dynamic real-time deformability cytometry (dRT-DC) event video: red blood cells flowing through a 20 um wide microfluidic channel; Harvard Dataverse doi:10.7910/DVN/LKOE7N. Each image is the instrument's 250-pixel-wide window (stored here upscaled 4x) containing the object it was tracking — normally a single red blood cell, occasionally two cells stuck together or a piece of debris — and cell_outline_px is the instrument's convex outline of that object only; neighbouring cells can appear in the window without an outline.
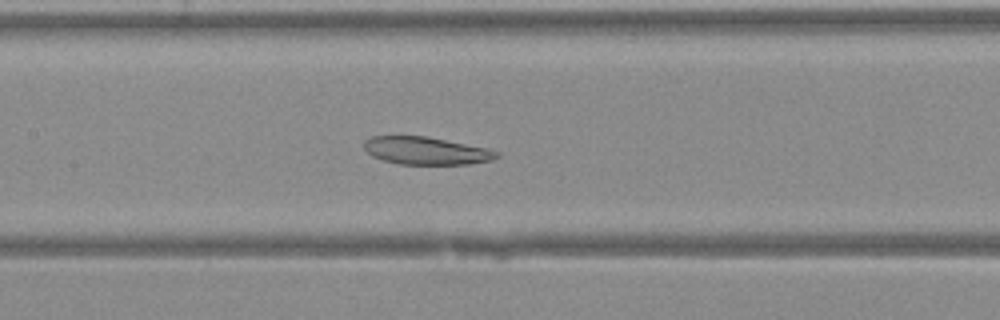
{"species": "Egyptian fruit bat (a non-hibernating species)", "species_latin": "Rousettus aegyptiacus", "temperature_condition": "warm", "stored_images_in_passage": 40, "camera_frame_rate_fps": 3000, "um_per_image_px": 0.085, "animal": {"sex": "female"}, "frame": {"image": 1, "passage_image": 19, "time_ms": 6.0, "image_size_px": [1000, 320], "cell_outline_px": [[500, 156], [492, 160], [468, 164], [400, 164], [384, 160], [372, 156], [364, 148], [364, 140], [372, 136], [428, 136], [484, 148], [500, 152]], "centroid_in_image_um": [36.21, 12.81], "position_along_channel_um": 171.2, "area_um2": 21.21}}
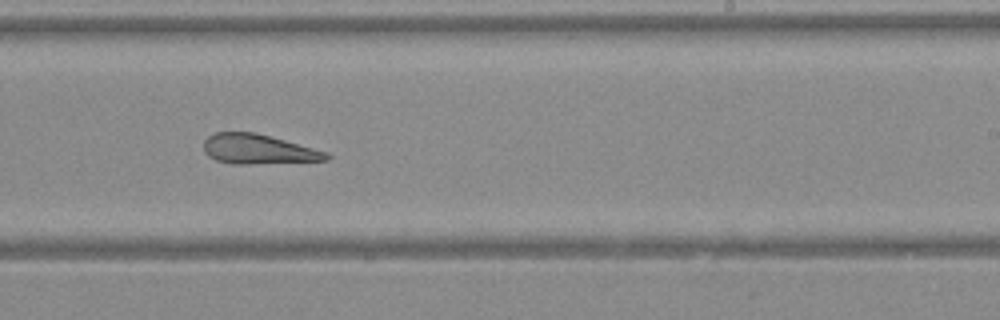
{"frame": {"image": 2, "passage_image": 25, "time_ms": 8.0, "image_size_px": [1000, 320], "cell_outline_px": [[332, 156], [328, 160], [248, 164], [232, 164], [216, 160], [208, 156], [204, 152], [204, 140], [208, 136], [216, 132], [252, 132], [284, 140], [328, 152]], "centroid_in_image_um": [21.93, 12.69], "position_along_channel_um": 267.1, "area_um2": 21.1}}
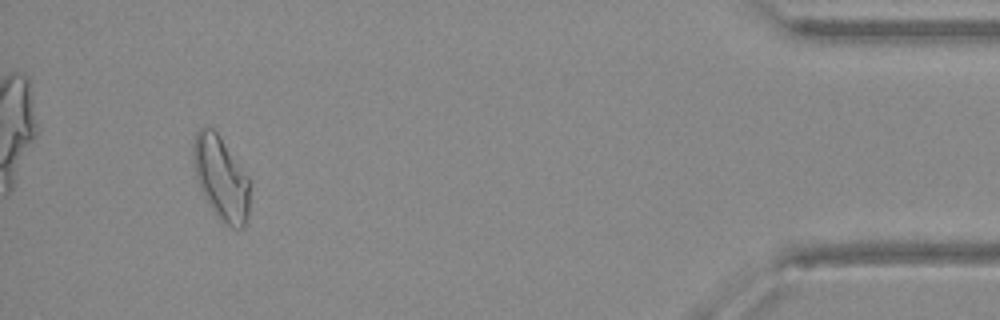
{"frame": {"image": 3, "passage_image": 38, "time_ms": 12.333, "image_size_px": [1000, 320], "cell_outline_px": [[248, 216], [244, 224], [240, 228], [232, 228], [220, 220], [212, 208], [196, 176], [192, 160], [192, 144], [196, 132], [200, 128], [212, 128], [220, 136], [248, 176]], "centroid_in_image_um": [18.77, 15.1], "position_along_channel_um": 416.4, "area_um2": 26.88}}